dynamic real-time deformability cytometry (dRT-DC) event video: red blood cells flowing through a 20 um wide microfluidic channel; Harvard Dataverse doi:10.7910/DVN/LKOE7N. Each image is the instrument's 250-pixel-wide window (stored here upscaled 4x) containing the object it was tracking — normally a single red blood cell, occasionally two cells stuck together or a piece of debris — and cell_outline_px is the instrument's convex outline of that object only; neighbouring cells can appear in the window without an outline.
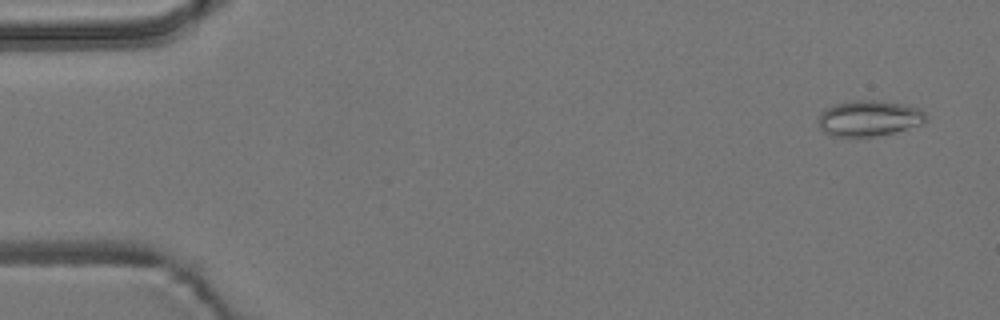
{"species": "common noctule bat (a hibernating species)", "species_latin": "Nyctalus noctula", "temperature_condition": "room temperature", "stored_images_in_passage": 5, "camera_frame_rate_fps": 3000, "um_per_image_px": 0.085, "animal": {"sex": "male", "body_mass_g": 19.2, "forearm_length_mm": 51.8}, "frame": {"image": 1, "passage_image": 1, "time_ms": 0.0, "image_size_px": [1000, 320], "cell_outline_px": [[928, 120], [920, 124], [892, 132], [876, 136], [832, 136], [824, 132], [820, 128], [820, 112], [824, 108], [836, 104], [852, 100], [876, 100], [900, 104], [920, 108], [924, 112]], "centroid_in_image_um": [73.85, 10.04], "position_along_channel_um": 11.2, "area_um2": 22.14}}